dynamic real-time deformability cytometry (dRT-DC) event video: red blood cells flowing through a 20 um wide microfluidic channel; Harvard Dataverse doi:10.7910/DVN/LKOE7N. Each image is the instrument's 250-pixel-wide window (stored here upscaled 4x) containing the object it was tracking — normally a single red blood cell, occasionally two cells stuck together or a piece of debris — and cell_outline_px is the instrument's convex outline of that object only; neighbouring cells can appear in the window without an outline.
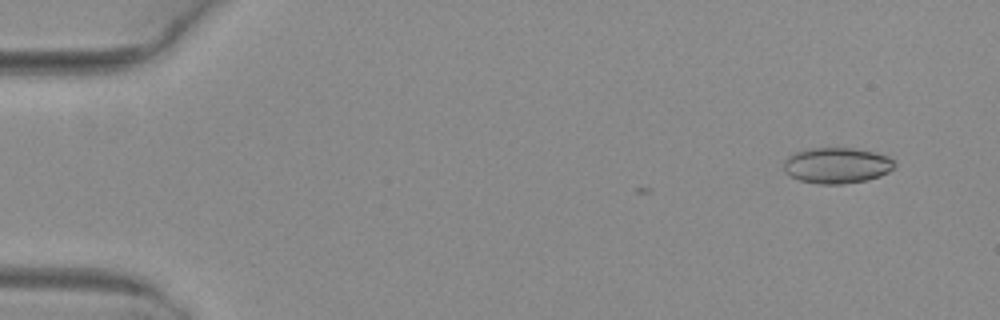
{"species": "common noctule bat (a hibernating species)", "species_latin": "Nyctalus noctula", "temperature_condition": "warm", "stored_images_in_passage": 5, "camera_frame_rate_fps": 3000, "um_per_image_px": 0.085, "animal": {"sex": "female", "body_mass_g": 29.2, "forearm_length_mm": 56.3}, "frame": {"image": 1, "passage_image": 1, "time_ms": 0.0, "image_size_px": [1000, 320], "cell_outline_px": [[896, 164], [888, 172], [880, 176], [868, 180], [844, 184], [820, 184], [800, 180], [784, 172], [784, 160], [788, 156], [796, 152], [812, 148], [856, 148], [888, 156]], "centroid_in_image_um": [71.13, 14.06], "position_along_channel_um": 13.9, "area_um2": 23.06}}